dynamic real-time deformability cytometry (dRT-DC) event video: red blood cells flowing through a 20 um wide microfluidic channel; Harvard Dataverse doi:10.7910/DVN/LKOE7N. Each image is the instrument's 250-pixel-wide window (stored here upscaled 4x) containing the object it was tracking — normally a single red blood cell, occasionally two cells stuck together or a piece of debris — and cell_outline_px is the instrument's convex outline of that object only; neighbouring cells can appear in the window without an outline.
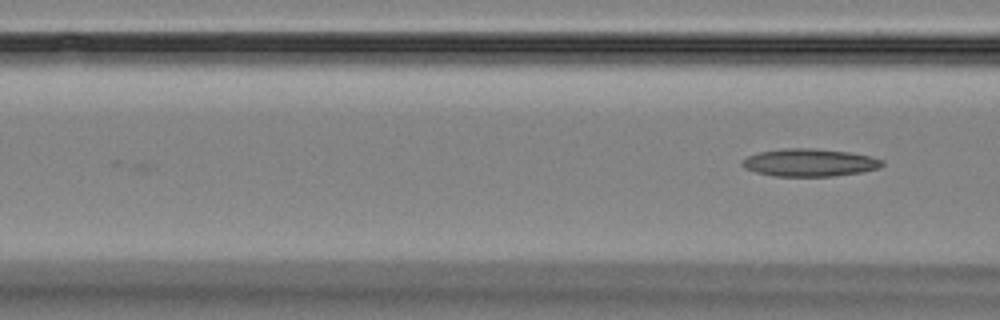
{"species": "Egyptian fruit bat (a non-hibernating species)", "species_latin": "Rousettus aegyptiacus", "temperature_condition": "room temperature", "stored_images_in_passage": 6, "camera_frame_rate_fps": 3000, "um_per_image_px": 0.085, "animal": {"sex": "female"}, "frame": {"image": 1, "passage_image": 6, "time_ms": 6.0, "image_size_px": [1000, 320], "cell_outline_px": [[884, 164], [880, 168], [860, 172], [832, 176], [776, 176], [756, 172], [744, 168], [740, 164], [740, 160], [748, 156], [760, 152], [784, 148], [812, 148], [848, 152], [868, 156], [884, 160]], "centroid_in_image_um": [68.78, 13.82], "position_along_channel_um": 97.8, "area_um2": 22.48}}